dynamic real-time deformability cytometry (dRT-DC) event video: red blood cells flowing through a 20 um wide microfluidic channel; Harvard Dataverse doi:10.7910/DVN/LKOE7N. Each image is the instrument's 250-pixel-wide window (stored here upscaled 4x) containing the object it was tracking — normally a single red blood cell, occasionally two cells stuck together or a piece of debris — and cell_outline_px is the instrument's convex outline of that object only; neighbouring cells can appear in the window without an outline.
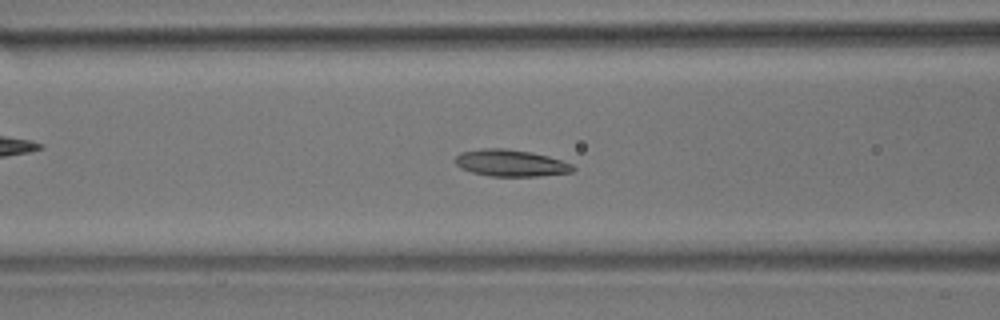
{"species": "common noctule bat (a hibernating species)", "species_latin": "Nyctalus noctula", "temperature_condition": "room temperature", "stored_images_in_passage": 44, "camera_frame_rate_fps": 3000, "um_per_image_px": 0.085, "animal": {"sex": "male", "body_mass_g": 17.9}, "frame": {"image": 1, "passage_image": 11, "time_ms": 3.333, "image_size_px": [1000, 320], "cell_outline_px": [[576, 168], [572, 172], [536, 176], [488, 176], [472, 172], [460, 168], [452, 160], [460, 152], [480, 148], [508, 148], [532, 152], [548, 156], [572, 164]], "centroid_in_image_um": [43.36, 13.85], "position_along_channel_um": 123.2, "area_um2": 18.55}}
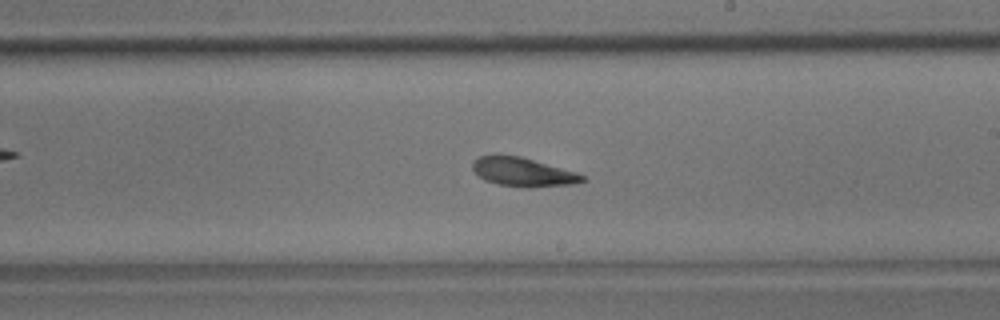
{"frame": {"image": 2, "passage_image": 21, "time_ms": 6.667, "image_size_px": [1000, 320], "cell_outline_px": [[588, 180], [572, 184], [528, 188], [500, 184], [484, 180], [472, 168], [472, 160], [480, 156], [496, 152], [520, 156], [576, 172], [584, 176]], "centroid_in_image_um": [44.41, 14.59], "position_along_channel_um": 244.6, "area_um2": 18.73}}
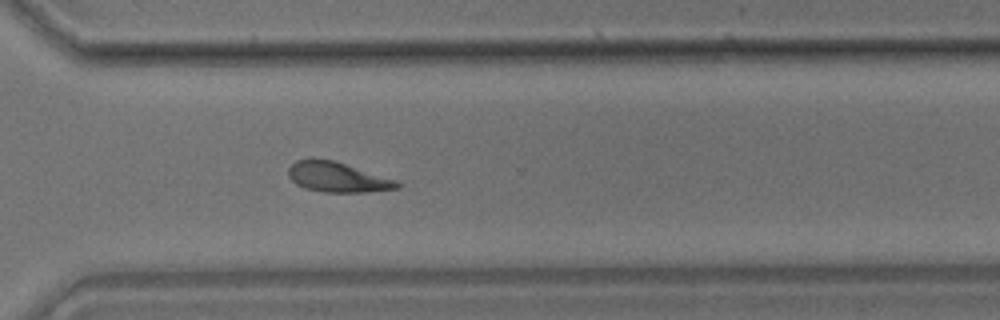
{"frame": {"image": 3, "passage_image": 29, "time_ms": 9.333, "image_size_px": [1000, 320], "cell_outline_px": [[400, 188], [368, 192], [324, 192], [304, 188], [296, 184], [288, 176], [288, 168], [296, 160], [332, 160], [396, 180], [400, 184]], "centroid_in_image_um": [28.68, 15.08], "position_along_channel_um": 341.9, "area_um2": 18.61}, "authors_computed_cell_mechanics": {"area_um2": 18.7561, "velocity_mm_per_s": 3.6477, "shape_relaxation_time_tau1_ms": 3.6729, "shape_relaxation_time_tau2_ms": 3.3175, "deformation_change_tau1": 0.0966, "deformation_change_tau2": 0.1097}}